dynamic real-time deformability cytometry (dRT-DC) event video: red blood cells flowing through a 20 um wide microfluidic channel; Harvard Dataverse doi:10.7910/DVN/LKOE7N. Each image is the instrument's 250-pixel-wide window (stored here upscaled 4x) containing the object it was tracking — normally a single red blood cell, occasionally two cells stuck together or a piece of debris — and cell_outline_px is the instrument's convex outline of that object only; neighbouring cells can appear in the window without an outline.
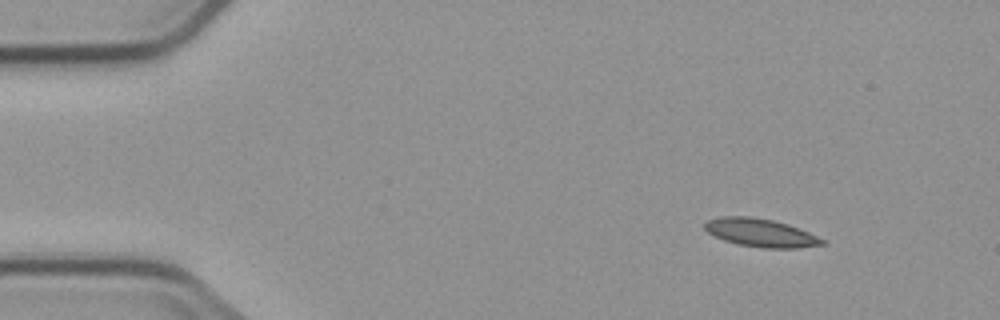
{"species": "common noctule bat (a hibernating species)", "species_latin": "Nyctalus noctula", "temperature_condition": "cold", "stored_images_in_passage": 4, "segment_of_instrument_passage": [1, 2], "camera_frame_rate_fps": 3000, "um_per_image_px": 0.085, "animal": {"sex": "male", "body_mass_g": 23.1, "forearm_length_mm": 52.7}, "frame": {"image": 1, "passage_image": 1, "time_ms": 0.0, "image_size_px": [1000, 320], "cell_outline_px": [[824, 244], [796, 248], [764, 248], [736, 244], [724, 240], [708, 232], [704, 228], [704, 224], [708, 220], [720, 216], [748, 216], [772, 220], [788, 224], [808, 232], [824, 240]], "centroid_in_image_um": [64.62, 19.78], "position_along_channel_um": 20.4, "area_um2": 19.07}}